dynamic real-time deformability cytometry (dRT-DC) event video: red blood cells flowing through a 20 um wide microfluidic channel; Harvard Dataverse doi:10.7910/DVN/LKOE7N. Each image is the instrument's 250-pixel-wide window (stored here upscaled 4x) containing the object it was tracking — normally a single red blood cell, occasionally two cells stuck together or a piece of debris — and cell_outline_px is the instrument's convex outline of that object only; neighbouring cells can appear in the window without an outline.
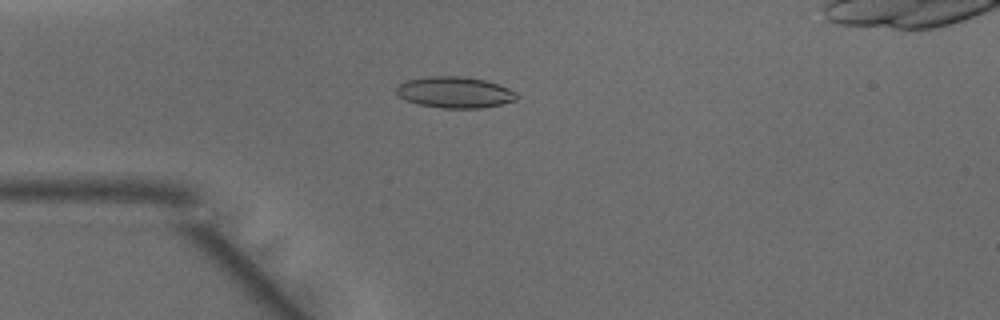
{"species": "common noctule bat (a hibernating species)", "species_latin": "Nyctalus noctula", "temperature_condition": "warm", "stored_images_in_passage": 38, "camera_frame_rate_fps": 3000, "um_per_image_px": 0.085, "animal": {"sex": "male", "body_mass_g": 15.6}, "frame": {"image": 1, "passage_image": 4, "time_ms": 1.0, "image_size_px": [1000, 320], "cell_outline_px": [[520, 96], [516, 100], [500, 104], [480, 108], [440, 108], [416, 104], [404, 100], [396, 96], [396, 88], [400, 84], [408, 80], [428, 76], [464, 76], [484, 80], [508, 88], [516, 92]], "centroid_in_image_um": [38.62, 7.85], "position_along_channel_um": 46.4, "area_um2": 22.02}}
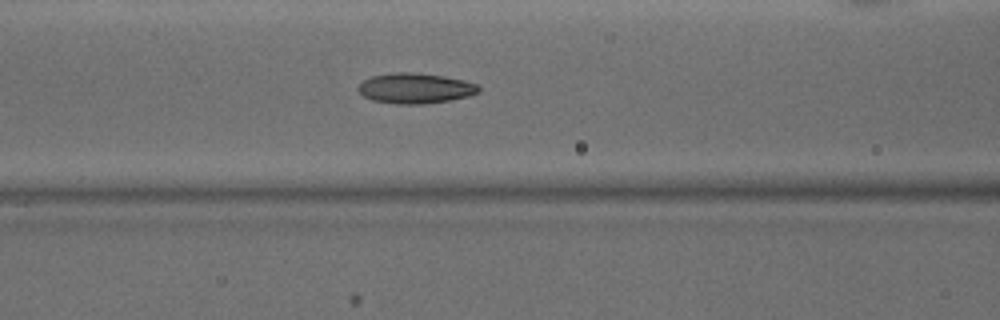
{"frame": {"image": 2, "passage_image": 11, "time_ms": 3.333, "image_size_px": [1000, 320], "cell_outline_px": [[480, 92], [468, 96], [452, 100], [420, 104], [396, 104], [372, 100], [364, 96], [356, 88], [364, 80], [372, 76], [396, 72], [412, 72], [444, 76], [464, 80], [476, 84], [480, 88]], "centroid_in_image_um": [35.31, 7.5], "position_along_channel_um": 131.3, "area_um2": 21.27}}
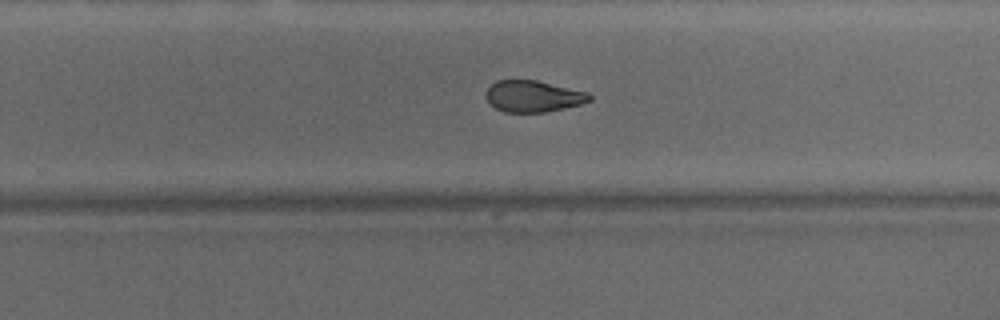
{"frame": {"image": 3, "passage_image": 22, "time_ms": 7.0, "image_size_px": [1000, 320], "cell_outline_px": [[592, 100], [580, 104], [564, 108], [544, 112], [504, 112], [496, 108], [484, 96], [484, 92], [496, 80], [536, 80], [588, 92], [592, 96]], "centroid_in_image_um": [45.31, 8.18], "position_along_channel_um": 284.5, "area_um2": 18.96}}